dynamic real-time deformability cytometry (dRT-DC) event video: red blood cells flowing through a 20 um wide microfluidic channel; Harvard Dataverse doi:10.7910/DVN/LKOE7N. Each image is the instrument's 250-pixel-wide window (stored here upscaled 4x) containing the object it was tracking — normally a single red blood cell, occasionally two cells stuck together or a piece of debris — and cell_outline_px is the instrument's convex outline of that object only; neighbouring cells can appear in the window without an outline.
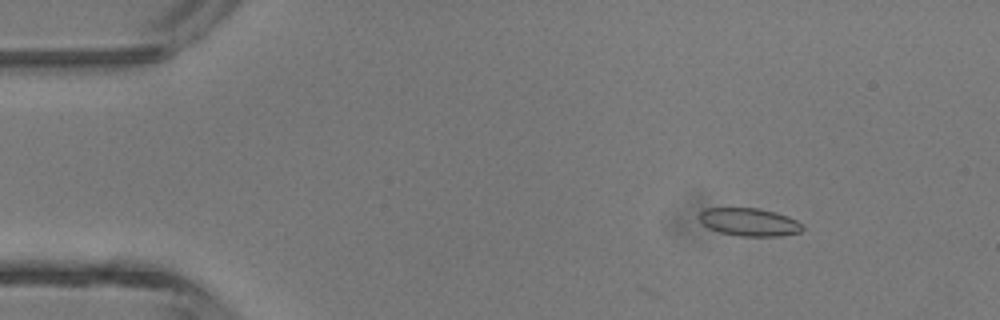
{"species": "common noctule bat (a hibernating species)", "species_latin": "Nyctalus noctula", "temperature_condition": "room temperature", "stored_images_in_passage": 13, "camera_frame_rate_fps": 3000, "um_per_image_px": 0.085, "animal": {"sex": "male", "body_mass_g": 13.3}, "frame": {"image": 1, "passage_image": 6, "time_ms": 1.667, "image_size_px": [1000, 320], "cell_outline_px": [[804, 228], [800, 232], [780, 236], [740, 236], [720, 232], [708, 228], [700, 220], [700, 212], [704, 208], [760, 208], [776, 212], [788, 216], [796, 220]], "centroid_in_image_um": [63.69, 18.87], "position_along_channel_um": 21.3, "area_um2": 16.76}}
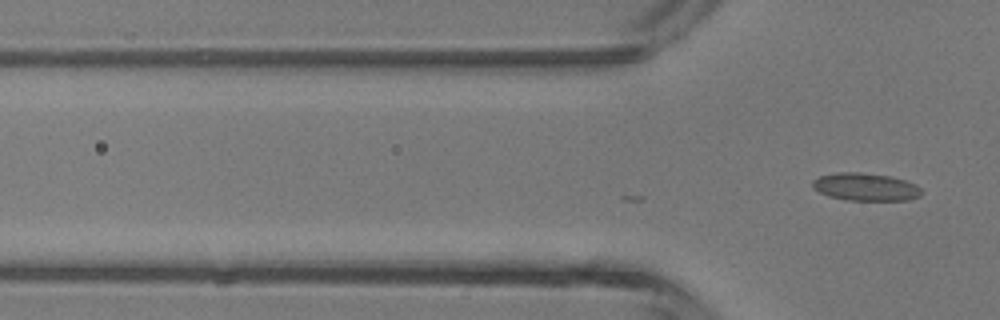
{"frame": {"image": 2, "passage_image": 13, "time_ms": 4.0, "image_size_px": [1000, 320], "cell_outline_px": [[920, 196], [908, 200], [848, 200], [828, 196], [812, 188], [812, 180], [820, 176], [840, 172], [860, 172], [888, 176], [904, 180], [916, 184], [920, 188]], "centroid_in_image_um": [73.55, 15.89], "position_along_channel_um": 52.3, "area_um2": 17.46}}